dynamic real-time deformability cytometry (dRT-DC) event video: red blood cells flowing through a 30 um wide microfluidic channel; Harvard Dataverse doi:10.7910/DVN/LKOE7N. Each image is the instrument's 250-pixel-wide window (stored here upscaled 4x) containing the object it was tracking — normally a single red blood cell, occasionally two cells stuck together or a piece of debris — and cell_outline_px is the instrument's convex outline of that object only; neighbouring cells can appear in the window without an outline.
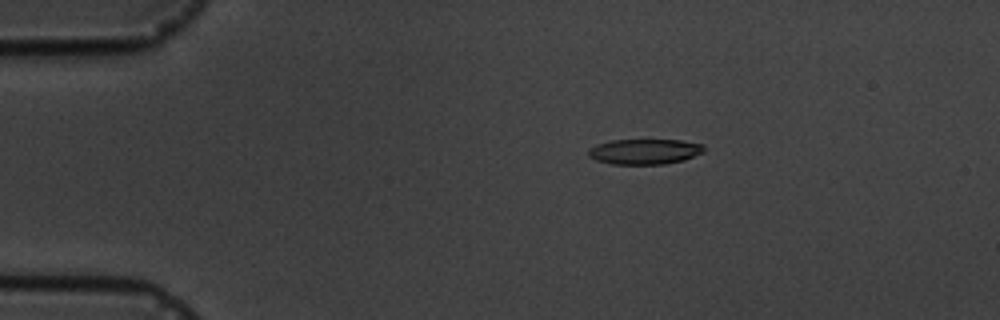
{"species": "common noctule bat (a hibernating species)", "species_latin": "Nyctalus noctula", "temperature_condition": "cold", "stored_images_in_passage": 7, "camera_frame_rate_fps": 3000, "um_per_image_px": 0.085, "animal": {"sex": "male", "body_mass_g": 19.5, "forearm_length_mm": 54.6}, "frame": {"image": 1, "passage_image": 4, "time_ms": 3.333, "image_size_px": [1000, 320], "cell_outline_px": [[704, 152], [684, 160], [664, 164], [612, 164], [596, 160], [588, 156], [588, 148], [596, 144], [612, 140], [680, 140], [704, 144]], "centroid_in_image_um": [54.78, 12.88], "position_along_channel_um": 30.2, "area_um2": 17.17}}
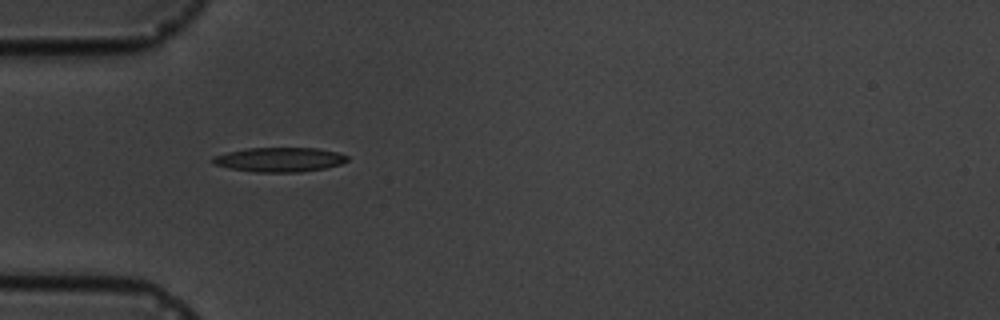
{"frame": {"image": 2, "passage_image": 6, "time_ms": 5.667, "image_size_px": [1000, 320], "cell_outline_px": [[348, 160], [340, 164], [324, 168], [300, 172], [256, 172], [228, 168], [212, 164], [212, 156], [228, 152], [248, 148], [316, 148], [340, 152], [348, 156]], "centroid_in_image_um": [23.75, 13.56], "position_along_channel_um": 61.3, "area_um2": 19.19}}
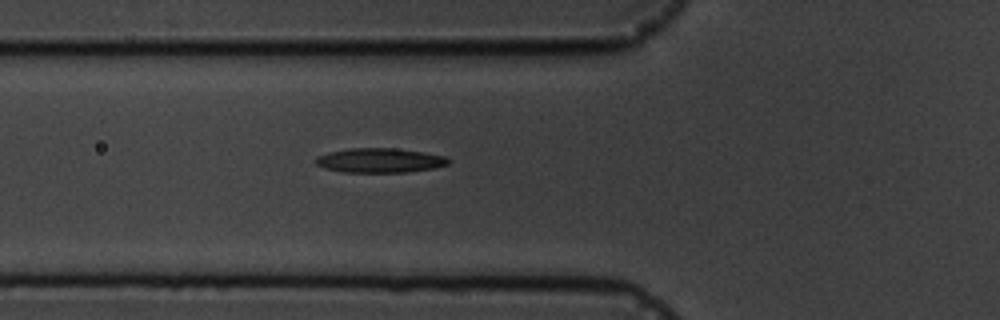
{"frame": {"image": 3, "passage_image": 7, "time_ms": 6.667, "image_size_px": [1000, 320], "cell_outline_px": [[452, 160], [448, 164], [432, 168], [404, 172], [344, 172], [324, 168], [316, 164], [312, 160], [316, 156], [328, 152], [348, 148], [396, 148], [424, 152], [444, 156]], "centroid_in_image_um": [32.23, 13.62], "position_along_channel_um": 93.6, "area_um2": 19.02}}